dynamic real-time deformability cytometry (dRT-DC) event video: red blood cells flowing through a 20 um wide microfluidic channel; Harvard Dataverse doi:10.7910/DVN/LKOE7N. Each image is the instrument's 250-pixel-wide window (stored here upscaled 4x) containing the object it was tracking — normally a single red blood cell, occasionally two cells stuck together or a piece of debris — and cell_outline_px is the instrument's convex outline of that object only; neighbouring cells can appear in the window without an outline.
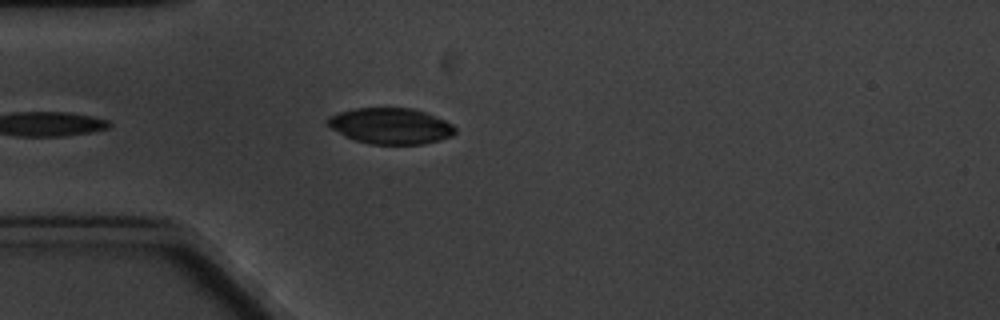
{"species": "common noctule bat (a hibernating species)", "species_latin": "Nyctalus noctula", "temperature_condition": "cold", "stored_images_in_passage": 5, "camera_frame_rate_fps": 3000, "um_per_image_px": 0.085, "animal": {"sex": "male", "body_mass_g": 20.1, "forearm_length_mm": 53.5}, "frame": {"image": 1, "passage_image": 5, "time_ms": 4.667, "image_size_px": [1000, 320], "cell_outline_px": [[456, 132], [452, 136], [440, 140], [424, 144], [372, 144], [356, 140], [344, 136], [332, 128], [328, 124], [328, 116], [340, 112], [356, 108], [412, 108], [424, 112], [444, 120], [452, 124], [456, 128]], "centroid_in_image_um": [33.23, 10.71], "position_along_channel_um": 51.8, "area_um2": 26.53}}